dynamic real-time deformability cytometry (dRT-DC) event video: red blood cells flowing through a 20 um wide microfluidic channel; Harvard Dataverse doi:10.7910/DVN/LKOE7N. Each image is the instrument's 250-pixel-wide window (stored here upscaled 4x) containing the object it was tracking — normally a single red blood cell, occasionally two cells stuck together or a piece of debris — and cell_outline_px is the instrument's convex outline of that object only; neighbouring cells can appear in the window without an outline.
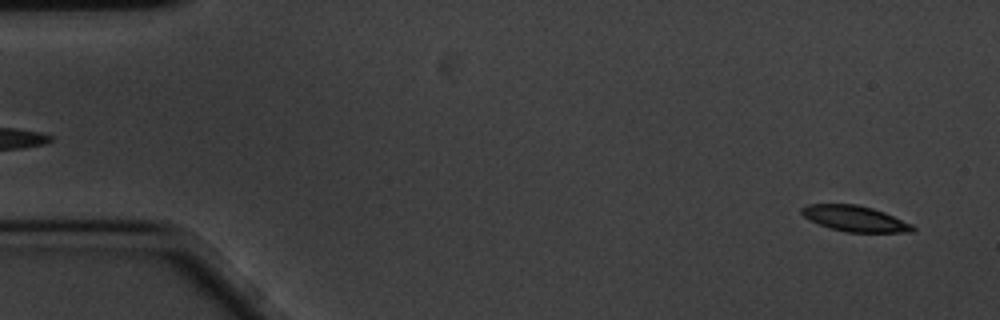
{"species": "common noctule bat (a hibernating species)", "species_latin": "Nyctalus noctula", "temperature_condition": "cold", "stored_images_in_passage": 60, "camera_frame_rate_fps": 3000, "um_per_image_px": 0.085, "animal": {"sex": "male", "body_mass_g": 20.1, "forearm_length_mm": 53.5}, "frame": {"image": 1, "passage_image": 4, "time_ms": 1.0, "image_size_px": [1000, 320], "cell_outline_px": [[916, 228], [912, 232], [848, 232], [832, 228], [820, 224], [804, 216], [800, 212], [800, 208], [808, 204], [856, 204], [872, 208], [884, 212], [912, 224]], "centroid_in_image_um": [72.68, 18.57], "position_along_channel_um": 12.3, "area_um2": 16.42}}
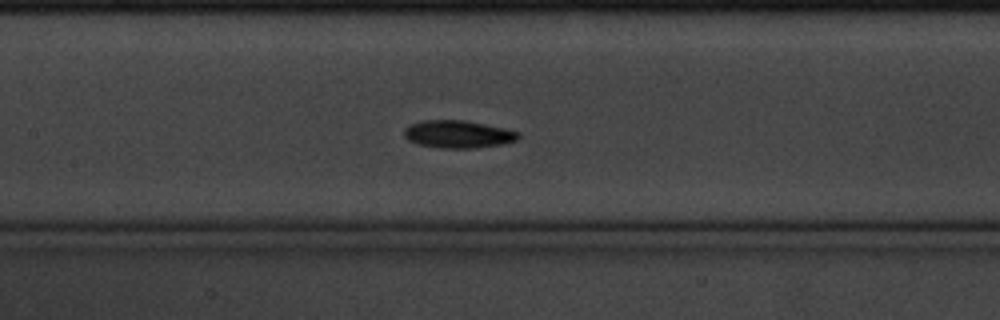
{"frame": {"image": 2, "passage_image": 28, "time_ms": 9.0, "image_size_px": [1000, 320], "cell_outline_px": [[520, 136], [516, 140], [500, 144], [476, 148], [440, 148], [420, 144], [408, 140], [404, 136], [404, 128], [408, 124], [420, 120], [464, 120], [504, 128], [520, 132]], "centroid_in_image_um": [38.9, 11.39], "position_along_channel_um": 168.5, "area_um2": 18.38}}
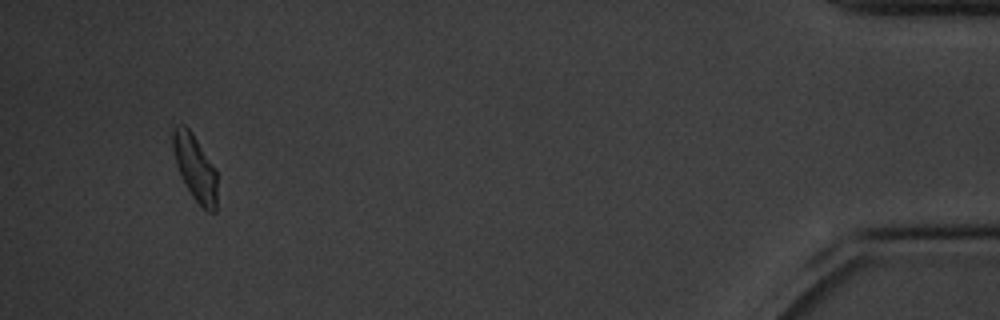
{"frame": {"image": 3, "passage_image": 57, "time_ms": 18.667, "image_size_px": [1000, 320], "cell_outline_px": [[216, 212], [208, 212], [192, 196], [176, 164], [172, 144], [172, 132], [176, 124], [184, 124], [192, 132], [216, 168]], "centroid_in_image_um": [16.58, 14.21], "position_along_channel_um": 418.6, "area_um2": 16.82}, "authors_computed_cell_mechanics": {"area_um2": 17.2533, "velocity_mm_per_s": 3.3576, "shape_relaxation_time_tau1_ms": 2.578, "shape_relaxation_time_tau2_ms": null, "deformation_change_tau1": 0.1102, "deformation_change_tau2": null}}